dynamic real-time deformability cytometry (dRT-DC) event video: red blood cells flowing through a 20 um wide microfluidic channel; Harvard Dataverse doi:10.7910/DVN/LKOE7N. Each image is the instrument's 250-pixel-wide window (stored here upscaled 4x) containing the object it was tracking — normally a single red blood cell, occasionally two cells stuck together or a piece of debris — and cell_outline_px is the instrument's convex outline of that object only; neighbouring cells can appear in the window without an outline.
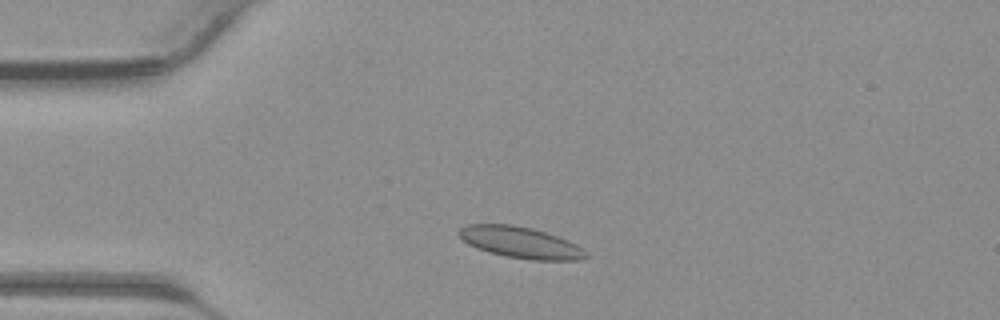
{"species": "common noctule bat (a hibernating species)", "species_latin": "Nyctalus noctula", "temperature_condition": "warm", "stored_images_in_passage": 38, "camera_frame_rate_fps": 3000, "um_per_image_px": 0.085, "animal": {"sex": "male", "body_mass_g": 23.1, "forearm_length_mm": 52.7}, "frame": {"image": 1, "passage_image": 6, "time_ms": 1.667, "image_size_px": [1000, 320], "cell_outline_px": [[588, 256], [580, 260], [532, 260], [504, 256], [488, 252], [476, 248], [468, 244], [456, 232], [460, 228], [468, 224], [512, 224], [532, 228], [568, 240], [576, 244], [588, 252]], "centroid_in_image_um": [44.23, 20.61], "position_along_channel_um": 40.8, "area_um2": 23.24}}
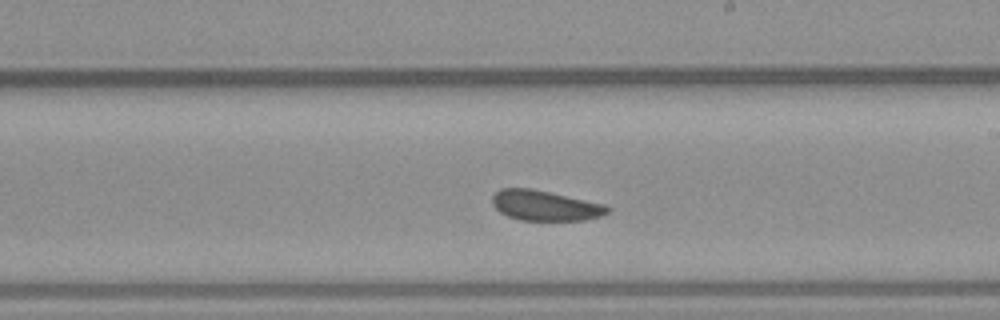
{"frame": {"image": 2, "passage_image": 20, "time_ms": 6.333, "image_size_px": [1000, 320], "cell_outline_px": [[612, 208], [608, 212], [600, 216], [584, 220], [520, 220], [508, 216], [500, 212], [492, 204], [492, 196], [500, 188], [532, 188], [604, 204]], "centroid_in_image_um": [46.32, 17.47], "position_along_channel_um": 242.7, "area_um2": 20.23}}
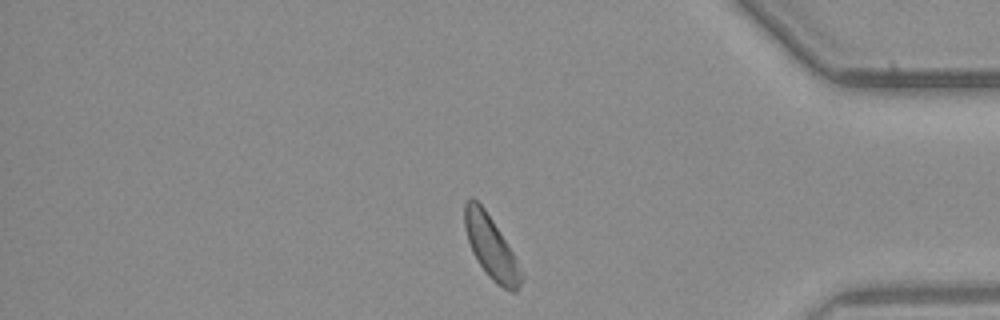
{"frame": {"image": 3, "passage_image": 31, "time_ms": 10.0, "image_size_px": [1000, 320], "cell_outline_px": [[524, 280], [516, 292], [512, 292], [496, 284], [488, 276], [472, 252], [464, 228], [464, 204], [472, 196], [484, 208], [508, 244], [524, 276]], "centroid_in_image_um": [41.74, 21.04], "position_along_channel_um": 393.5, "area_um2": 20.52}}